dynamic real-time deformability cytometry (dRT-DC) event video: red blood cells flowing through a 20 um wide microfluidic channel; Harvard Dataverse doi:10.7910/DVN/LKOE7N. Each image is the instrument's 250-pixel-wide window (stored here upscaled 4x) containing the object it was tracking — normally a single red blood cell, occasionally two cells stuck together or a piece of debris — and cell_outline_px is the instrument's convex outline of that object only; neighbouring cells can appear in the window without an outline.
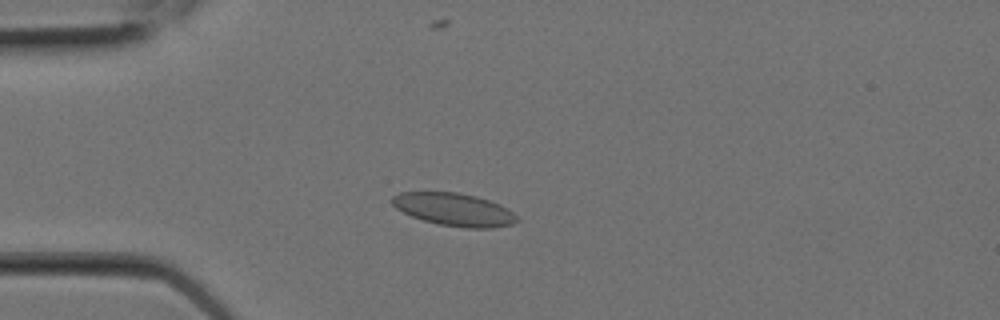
{"species": "Egyptian fruit bat (a non-hibernating species)", "species_latin": "Rousettus aegyptiacus", "temperature_condition": "room temperature", "stored_images_in_passage": 12, "camera_frame_rate_fps": 3000, "um_per_image_px": 0.085, "animal": {"sex": "female"}, "frame": {"image": 1, "passage_image": 5, "time_ms": 1.333, "image_size_px": [1000, 320], "cell_outline_px": [[520, 220], [512, 224], [492, 228], [468, 228], [440, 224], [424, 220], [412, 216], [396, 208], [388, 200], [392, 196], [400, 192], [456, 192], [476, 196], [500, 204], [512, 212]], "centroid_in_image_um": [38.58, 17.8], "position_along_channel_um": 46.4, "area_um2": 23.76}}
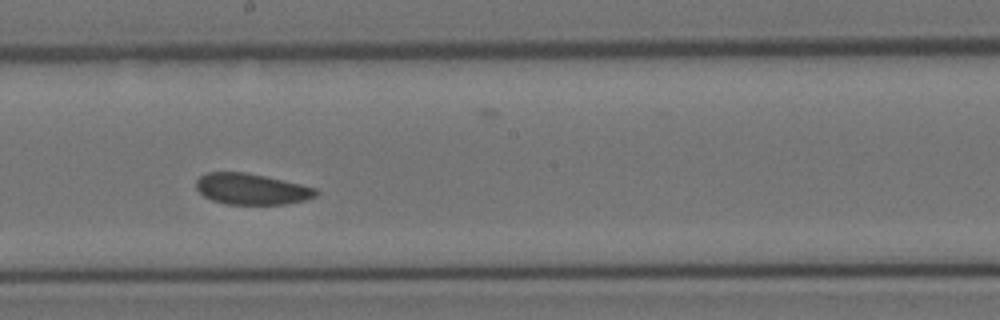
{"frame": {"image": 2, "passage_image": 11, "time_ms": 3.333, "image_size_px": [1000, 320], "cell_outline_px": [[320, 192], [316, 196], [304, 200], [288, 204], [224, 204], [212, 200], [204, 196], [196, 188], [196, 180], [200, 176], [208, 172], [244, 172], [264, 176], [300, 184], [316, 188]], "centroid_in_image_um": [21.38, 16.07], "position_along_channel_um": 226.8, "area_um2": 21.62}}
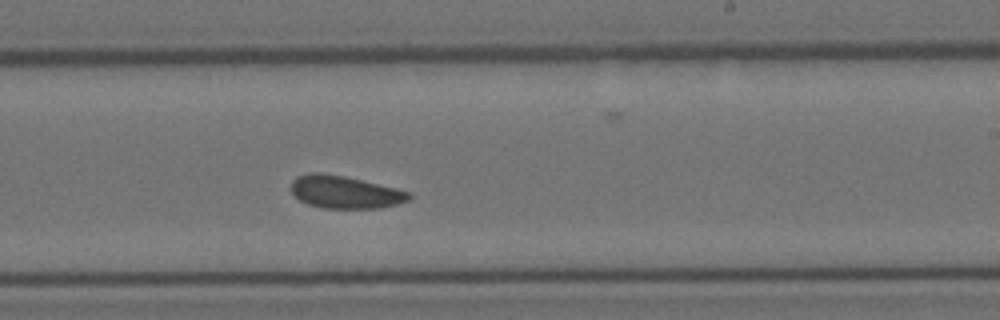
{"frame": {"image": 3, "passage_image": 12, "time_ms": 3.667, "image_size_px": [1000, 320], "cell_outline_px": [[412, 196], [408, 200], [396, 204], [380, 208], [324, 208], [308, 204], [300, 200], [292, 192], [292, 180], [296, 176], [312, 172], [316, 172], [344, 176], [396, 188], [412, 192]], "centroid_in_image_um": [29.33, 16.33], "position_along_channel_um": 259.7, "area_um2": 22.25}}